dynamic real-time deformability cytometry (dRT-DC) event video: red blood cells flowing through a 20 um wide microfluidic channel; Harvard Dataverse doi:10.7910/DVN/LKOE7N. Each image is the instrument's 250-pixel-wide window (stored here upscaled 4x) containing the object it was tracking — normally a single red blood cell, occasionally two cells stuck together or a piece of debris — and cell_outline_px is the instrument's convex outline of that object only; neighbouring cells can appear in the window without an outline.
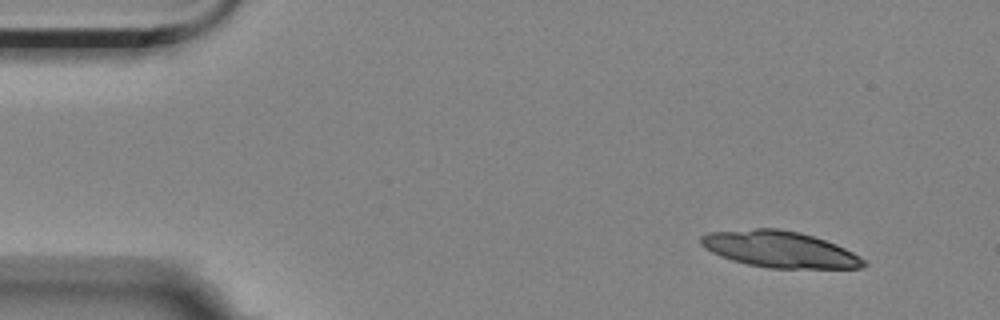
{"species": "Egyptian fruit bat (a non-hibernating species)", "species_latin": "Rousettus aegyptiacus", "temperature_condition": "room temperature", "stored_images_in_passage": 10, "camera_frame_rate_fps": 3000, "um_per_image_px": 0.085, "animal": {"sex": "female"}, "frame": {"image": 1, "passage_image": 1, "time_ms": 0.0, "image_size_px": [1000, 320], "cell_outline_px": [[868, 264], [864, 268], [768, 268], [748, 264], [732, 260], [720, 256], [704, 248], [700, 244], [700, 236], [708, 232], [756, 228], [776, 228], [800, 232], [836, 244], [860, 256]], "centroid_in_image_um": [66.26, 21.19], "position_along_channel_um": 18.7, "area_um2": 34.51}}
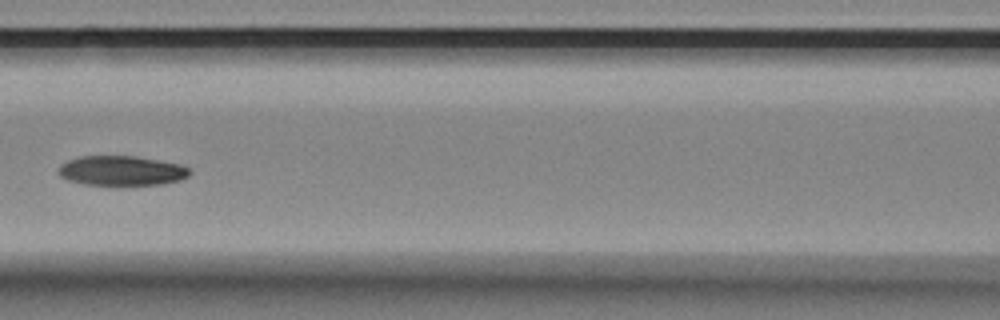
{"frame": {"image": 2, "passage_image": 6, "time_ms": 6.667, "image_size_px": [1000, 320], "cell_outline_px": [[192, 172], [188, 176], [180, 180], [164, 184], [84, 184], [68, 180], [60, 176], [56, 172], [60, 164], [76, 156], [136, 156], [180, 164], [188, 168]], "centroid_in_image_um": [10.3, 14.49], "position_along_channel_um": 156.3, "area_um2": 22.72}}
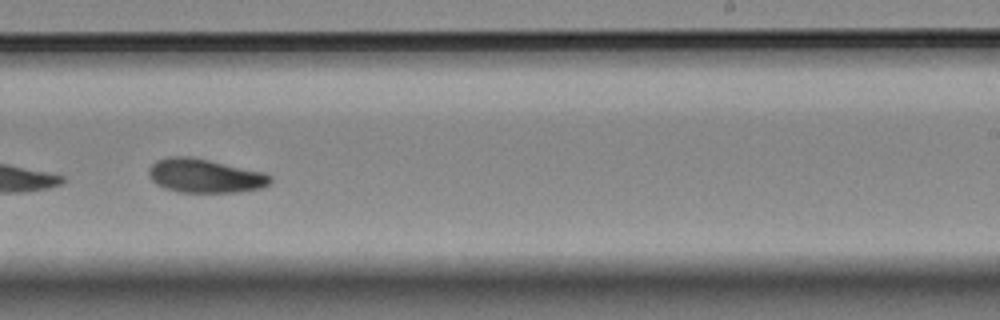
{"frame": {"image": 3, "passage_image": 9, "time_ms": 10.0, "image_size_px": [1000, 320], "cell_outline_px": [[272, 180], [268, 184], [260, 188], [236, 192], [180, 192], [164, 188], [156, 184], [152, 180], [148, 172], [148, 168], [156, 160], [168, 156], [192, 156], [264, 172], [272, 176]], "centroid_in_image_um": [17.39, 14.93], "position_along_channel_um": 271.6, "area_um2": 24.1}}